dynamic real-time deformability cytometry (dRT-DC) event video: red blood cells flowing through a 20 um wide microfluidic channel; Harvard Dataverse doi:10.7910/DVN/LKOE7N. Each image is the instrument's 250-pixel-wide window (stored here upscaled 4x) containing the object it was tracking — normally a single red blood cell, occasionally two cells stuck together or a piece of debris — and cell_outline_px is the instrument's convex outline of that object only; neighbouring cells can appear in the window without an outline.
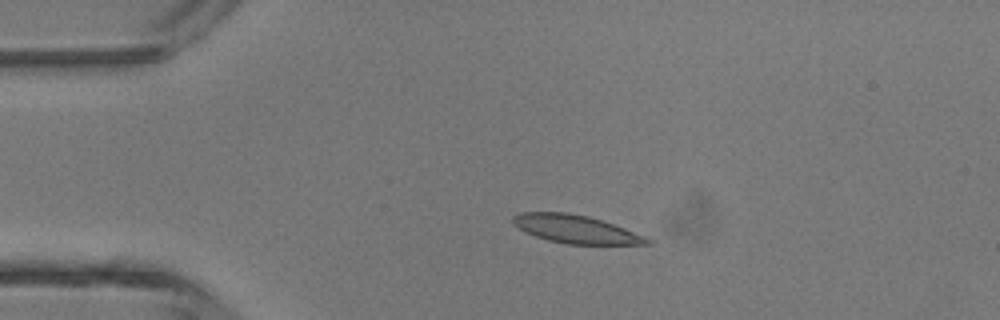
{"species": "common noctule bat (a hibernating species)", "species_latin": "Nyctalus noctula", "temperature_condition": "room temperature", "stored_images_in_passage": 5, "camera_frame_rate_fps": 3000, "um_per_image_px": 0.085, "animal": {"sex": "male", "body_mass_g": 13.3}, "frame": {"image": 1, "passage_image": 3, "time_ms": 2.333, "image_size_px": [1000, 320], "cell_outline_px": [[652, 244], [568, 244], [548, 240], [524, 232], [512, 224], [512, 216], [520, 212], [568, 212], [588, 216], [624, 228], [644, 236], [652, 240]], "centroid_in_image_um": [48.88, 19.47], "position_along_channel_um": 36.1, "area_um2": 21.91}}
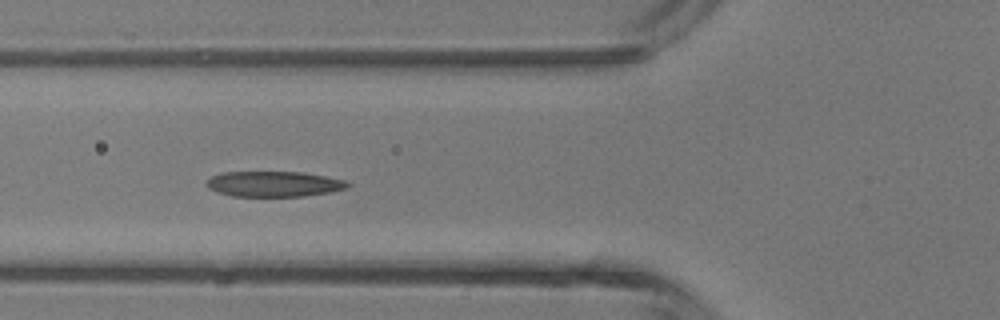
{"frame": {"image": 2, "passage_image": 5, "time_ms": 4.667, "image_size_px": [1000, 320], "cell_outline_px": [[352, 184], [348, 188], [328, 192], [304, 196], [232, 196], [216, 192], [208, 188], [208, 180], [212, 176], [220, 172], [300, 172], [324, 176], [344, 180]], "centroid_in_image_um": [23.28, 15.64], "position_along_channel_um": 102.5, "area_um2": 20.81}}